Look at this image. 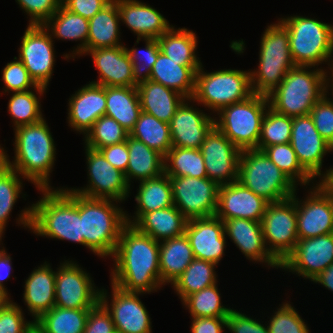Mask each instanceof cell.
I'll list each match as a JSON object with an SVG mask.
<instances>
[{
  "mask_svg": "<svg viewBox=\"0 0 333 333\" xmlns=\"http://www.w3.org/2000/svg\"><path fill=\"white\" fill-rule=\"evenodd\" d=\"M110 280L126 292L155 293L163 287L159 267V242L126 224L111 257Z\"/></svg>",
  "mask_w": 333,
  "mask_h": 333,
  "instance_id": "6da1fadb",
  "label": "cell"
},
{
  "mask_svg": "<svg viewBox=\"0 0 333 333\" xmlns=\"http://www.w3.org/2000/svg\"><path fill=\"white\" fill-rule=\"evenodd\" d=\"M38 190L42 197L20 211L17 226L22 225L36 237L67 240L84 246L79 194L65 186Z\"/></svg>",
  "mask_w": 333,
  "mask_h": 333,
  "instance_id": "7a4b0ae2",
  "label": "cell"
},
{
  "mask_svg": "<svg viewBox=\"0 0 333 333\" xmlns=\"http://www.w3.org/2000/svg\"><path fill=\"white\" fill-rule=\"evenodd\" d=\"M46 118L14 130V157L7 165L38 189H50L56 161V145ZM12 160V161H11ZM51 173V174H50Z\"/></svg>",
  "mask_w": 333,
  "mask_h": 333,
  "instance_id": "3957f363",
  "label": "cell"
},
{
  "mask_svg": "<svg viewBox=\"0 0 333 333\" xmlns=\"http://www.w3.org/2000/svg\"><path fill=\"white\" fill-rule=\"evenodd\" d=\"M119 203V204H118ZM112 199L89 198L79 194L84 246L100 258H111L126 223V211Z\"/></svg>",
  "mask_w": 333,
  "mask_h": 333,
  "instance_id": "277c9868",
  "label": "cell"
},
{
  "mask_svg": "<svg viewBox=\"0 0 333 333\" xmlns=\"http://www.w3.org/2000/svg\"><path fill=\"white\" fill-rule=\"evenodd\" d=\"M327 94V71L324 67L295 66L282 82L267 95L269 107L290 116H304Z\"/></svg>",
  "mask_w": 333,
  "mask_h": 333,
  "instance_id": "5b68a950",
  "label": "cell"
},
{
  "mask_svg": "<svg viewBox=\"0 0 333 333\" xmlns=\"http://www.w3.org/2000/svg\"><path fill=\"white\" fill-rule=\"evenodd\" d=\"M289 34L290 53L296 66L333 64V25L300 15L278 18Z\"/></svg>",
  "mask_w": 333,
  "mask_h": 333,
  "instance_id": "8992f818",
  "label": "cell"
},
{
  "mask_svg": "<svg viewBox=\"0 0 333 333\" xmlns=\"http://www.w3.org/2000/svg\"><path fill=\"white\" fill-rule=\"evenodd\" d=\"M259 48L258 69L250 70L251 86L254 94L267 96L296 66L290 53L288 31L279 20L266 27Z\"/></svg>",
  "mask_w": 333,
  "mask_h": 333,
  "instance_id": "52a82bcc",
  "label": "cell"
},
{
  "mask_svg": "<svg viewBox=\"0 0 333 333\" xmlns=\"http://www.w3.org/2000/svg\"><path fill=\"white\" fill-rule=\"evenodd\" d=\"M202 66L195 75V90L192 99L211 114L233 103L248 99L253 95L250 70L219 69L205 72ZM201 104V105H200Z\"/></svg>",
  "mask_w": 333,
  "mask_h": 333,
  "instance_id": "ba28073f",
  "label": "cell"
},
{
  "mask_svg": "<svg viewBox=\"0 0 333 333\" xmlns=\"http://www.w3.org/2000/svg\"><path fill=\"white\" fill-rule=\"evenodd\" d=\"M238 181L269 203L290 198L298 186L263 151L242 150Z\"/></svg>",
  "mask_w": 333,
  "mask_h": 333,
  "instance_id": "9c48e42d",
  "label": "cell"
},
{
  "mask_svg": "<svg viewBox=\"0 0 333 333\" xmlns=\"http://www.w3.org/2000/svg\"><path fill=\"white\" fill-rule=\"evenodd\" d=\"M269 107L268 97L253 94L222 108L214 117L215 127L241 151L258 149L261 122Z\"/></svg>",
  "mask_w": 333,
  "mask_h": 333,
  "instance_id": "30bf717a",
  "label": "cell"
},
{
  "mask_svg": "<svg viewBox=\"0 0 333 333\" xmlns=\"http://www.w3.org/2000/svg\"><path fill=\"white\" fill-rule=\"evenodd\" d=\"M261 225L269 253L281 264L299 240L295 194L290 198L268 203Z\"/></svg>",
  "mask_w": 333,
  "mask_h": 333,
  "instance_id": "8fae6325",
  "label": "cell"
},
{
  "mask_svg": "<svg viewBox=\"0 0 333 333\" xmlns=\"http://www.w3.org/2000/svg\"><path fill=\"white\" fill-rule=\"evenodd\" d=\"M56 270L55 306L91 309L100 301L101 289L76 261L64 259Z\"/></svg>",
  "mask_w": 333,
  "mask_h": 333,
  "instance_id": "7c38bea8",
  "label": "cell"
},
{
  "mask_svg": "<svg viewBox=\"0 0 333 333\" xmlns=\"http://www.w3.org/2000/svg\"><path fill=\"white\" fill-rule=\"evenodd\" d=\"M84 150L87 164V185L69 189L89 198L125 202L131 195V187L128 185L124 173L114 168L99 150L87 146L84 147Z\"/></svg>",
  "mask_w": 333,
  "mask_h": 333,
  "instance_id": "4fadbf2b",
  "label": "cell"
},
{
  "mask_svg": "<svg viewBox=\"0 0 333 333\" xmlns=\"http://www.w3.org/2000/svg\"><path fill=\"white\" fill-rule=\"evenodd\" d=\"M20 39L17 58L37 85L49 87L56 61L55 40L44 25H27Z\"/></svg>",
  "mask_w": 333,
  "mask_h": 333,
  "instance_id": "5bb4252c",
  "label": "cell"
},
{
  "mask_svg": "<svg viewBox=\"0 0 333 333\" xmlns=\"http://www.w3.org/2000/svg\"><path fill=\"white\" fill-rule=\"evenodd\" d=\"M174 206L188 219L214 216L219 185L207 178L169 177Z\"/></svg>",
  "mask_w": 333,
  "mask_h": 333,
  "instance_id": "9a60e30c",
  "label": "cell"
},
{
  "mask_svg": "<svg viewBox=\"0 0 333 333\" xmlns=\"http://www.w3.org/2000/svg\"><path fill=\"white\" fill-rule=\"evenodd\" d=\"M306 188L303 199L295 192L299 240L333 233V195L319 182Z\"/></svg>",
  "mask_w": 333,
  "mask_h": 333,
  "instance_id": "2e32d148",
  "label": "cell"
},
{
  "mask_svg": "<svg viewBox=\"0 0 333 333\" xmlns=\"http://www.w3.org/2000/svg\"><path fill=\"white\" fill-rule=\"evenodd\" d=\"M108 294L102 287L100 302L110 312L116 333H153L151 317L140 299L145 293L126 292L111 283Z\"/></svg>",
  "mask_w": 333,
  "mask_h": 333,
  "instance_id": "e0dca14e",
  "label": "cell"
},
{
  "mask_svg": "<svg viewBox=\"0 0 333 333\" xmlns=\"http://www.w3.org/2000/svg\"><path fill=\"white\" fill-rule=\"evenodd\" d=\"M333 263V233L298 240L280 269L312 281Z\"/></svg>",
  "mask_w": 333,
  "mask_h": 333,
  "instance_id": "ac0fdd59",
  "label": "cell"
},
{
  "mask_svg": "<svg viewBox=\"0 0 333 333\" xmlns=\"http://www.w3.org/2000/svg\"><path fill=\"white\" fill-rule=\"evenodd\" d=\"M290 144L301 166L316 181L321 179L325 175L324 156L332 152V146L316 130L310 114L292 117Z\"/></svg>",
  "mask_w": 333,
  "mask_h": 333,
  "instance_id": "d6986e66",
  "label": "cell"
},
{
  "mask_svg": "<svg viewBox=\"0 0 333 333\" xmlns=\"http://www.w3.org/2000/svg\"><path fill=\"white\" fill-rule=\"evenodd\" d=\"M207 177L219 186L238 180L241 150L214 127L200 147Z\"/></svg>",
  "mask_w": 333,
  "mask_h": 333,
  "instance_id": "ffe728a7",
  "label": "cell"
},
{
  "mask_svg": "<svg viewBox=\"0 0 333 333\" xmlns=\"http://www.w3.org/2000/svg\"><path fill=\"white\" fill-rule=\"evenodd\" d=\"M195 103L192 98L185 99L172 117L169 123L172 146L200 149L206 136L215 127V116L199 109Z\"/></svg>",
  "mask_w": 333,
  "mask_h": 333,
  "instance_id": "44dd1931",
  "label": "cell"
},
{
  "mask_svg": "<svg viewBox=\"0 0 333 333\" xmlns=\"http://www.w3.org/2000/svg\"><path fill=\"white\" fill-rule=\"evenodd\" d=\"M185 234L196 259L219 264L225 255L224 223L216 215L188 220Z\"/></svg>",
  "mask_w": 333,
  "mask_h": 333,
  "instance_id": "7402d4cb",
  "label": "cell"
},
{
  "mask_svg": "<svg viewBox=\"0 0 333 333\" xmlns=\"http://www.w3.org/2000/svg\"><path fill=\"white\" fill-rule=\"evenodd\" d=\"M226 237L250 262L279 269L280 263L269 253L261 222L243 218L222 220Z\"/></svg>",
  "mask_w": 333,
  "mask_h": 333,
  "instance_id": "603a6c76",
  "label": "cell"
},
{
  "mask_svg": "<svg viewBox=\"0 0 333 333\" xmlns=\"http://www.w3.org/2000/svg\"><path fill=\"white\" fill-rule=\"evenodd\" d=\"M268 203L237 180L219 186L215 215L221 220L243 218L261 222Z\"/></svg>",
  "mask_w": 333,
  "mask_h": 333,
  "instance_id": "cb8c5ba5",
  "label": "cell"
},
{
  "mask_svg": "<svg viewBox=\"0 0 333 333\" xmlns=\"http://www.w3.org/2000/svg\"><path fill=\"white\" fill-rule=\"evenodd\" d=\"M99 77L91 83L105 87H137L133 77V64L126 45L88 50Z\"/></svg>",
  "mask_w": 333,
  "mask_h": 333,
  "instance_id": "d4e9b609",
  "label": "cell"
},
{
  "mask_svg": "<svg viewBox=\"0 0 333 333\" xmlns=\"http://www.w3.org/2000/svg\"><path fill=\"white\" fill-rule=\"evenodd\" d=\"M67 124L79 134L86 135L106 110L105 86L89 81L78 88L68 100Z\"/></svg>",
  "mask_w": 333,
  "mask_h": 333,
  "instance_id": "484cf974",
  "label": "cell"
},
{
  "mask_svg": "<svg viewBox=\"0 0 333 333\" xmlns=\"http://www.w3.org/2000/svg\"><path fill=\"white\" fill-rule=\"evenodd\" d=\"M123 23L133 32L137 39H158L173 25L150 4L139 0H116Z\"/></svg>",
  "mask_w": 333,
  "mask_h": 333,
  "instance_id": "4316f807",
  "label": "cell"
},
{
  "mask_svg": "<svg viewBox=\"0 0 333 333\" xmlns=\"http://www.w3.org/2000/svg\"><path fill=\"white\" fill-rule=\"evenodd\" d=\"M49 262L34 268L24 284L23 301L35 322L55 306L56 271Z\"/></svg>",
  "mask_w": 333,
  "mask_h": 333,
  "instance_id": "83f0119b",
  "label": "cell"
},
{
  "mask_svg": "<svg viewBox=\"0 0 333 333\" xmlns=\"http://www.w3.org/2000/svg\"><path fill=\"white\" fill-rule=\"evenodd\" d=\"M54 40L79 41L68 54H63V59L75 60L87 52V38L89 35V20L71 12L62 4L52 17L44 24ZM77 56V57H76ZM71 58V59H70Z\"/></svg>",
  "mask_w": 333,
  "mask_h": 333,
  "instance_id": "f1b7e54d",
  "label": "cell"
},
{
  "mask_svg": "<svg viewBox=\"0 0 333 333\" xmlns=\"http://www.w3.org/2000/svg\"><path fill=\"white\" fill-rule=\"evenodd\" d=\"M139 188L135 194L136 211L130 216L126 211V223L134 225L145 213L174 205L172 185L168 175L138 182ZM128 213V214H127Z\"/></svg>",
  "mask_w": 333,
  "mask_h": 333,
  "instance_id": "f546056e",
  "label": "cell"
},
{
  "mask_svg": "<svg viewBox=\"0 0 333 333\" xmlns=\"http://www.w3.org/2000/svg\"><path fill=\"white\" fill-rule=\"evenodd\" d=\"M137 90L141 111L168 124L175 115L177 108L186 99L178 92L151 80L138 84Z\"/></svg>",
  "mask_w": 333,
  "mask_h": 333,
  "instance_id": "4dcf8cb0",
  "label": "cell"
},
{
  "mask_svg": "<svg viewBox=\"0 0 333 333\" xmlns=\"http://www.w3.org/2000/svg\"><path fill=\"white\" fill-rule=\"evenodd\" d=\"M194 259L193 250L185 233L159 242V267L162 285H171Z\"/></svg>",
  "mask_w": 333,
  "mask_h": 333,
  "instance_id": "1f68e13d",
  "label": "cell"
},
{
  "mask_svg": "<svg viewBox=\"0 0 333 333\" xmlns=\"http://www.w3.org/2000/svg\"><path fill=\"white\" fill-rule=\"evenodd\" d=\"M193 30L188 28H176L172 26L157 40L160 50L180 65L190 67L195 73L202 66L201 59L197 55L198 37Z\"/></svg>",
  "mask_w": 333,
  "mask_h": 333,
  "instance_id": "d6a6232c",
  "label": "cell"
},
{
  "mask_svg": "<svg viewBox=\"0 0 333 333\" xmlns=\"http://www.w3.org/2000/svg\"><path fill=\"white\" fill-rule=\"evenodd\" d=\"M188 219L173 205L145 213L133 226L155 241L183 235Z\"/></svg>",
  "mask_w": 333,
  "mask_h": 333,
  "instance_id": "836d02e7",
  "label": "cell"
},
{
  "mask_svg": "<svg viewBox=\"0 0 333 333\" xmlns=\"http://www.w3.org/2000/svg\"><path fill=\"white\" fill-rule=\"evenodd\" d=\"M126 141L129 160L124 175L129 186L133 179L140 182L160 177L164 173V157L159 152L131 136Z\"/></svg>",
  "mask_w": 333,
  "mask_h": 333,
  "instance_id": "e575fe53",
  "label": "cell"
},
{
  "mask_svg": "<svg viewBox=\"0 0 333 333\" xmlns=\"http://www.w3.org/2000/svg\"><path fill=\"white\" fill-rule=\"evenodd\" d=\"M120 24L116 0H111L89 19L87 51L97 48L124 46L121 42Z\"/></svg>",
  "mask_w": 333,
  "mask_h": 333,
  "instance_id": "d590c367",
  "label": "cell"
},
{
  "mask_svg": "<svg viewBox=\"0 0 333 333\" xmlns=\"http://www.w3.org/2000/svg\"><path fill=\"white\" fill-rule=\"evenodd\" d=\"M196 73L188 66L180 65L161 50L150 72L149 80L162 84L191 99L195 90Z\"/></svg>",
  "mask_w": 333,
  "mask_h": 333,
  "instance_id": "8d00e7d4",
  "label": "cell"
},
{
  "mask_svg": "<svg viewBox=\"0 0 333 333\" xmlns=\"http://www.w3.org/2000/svg\"><path fill=\"white\" fill-rule=\"evenodd\" d=\"M105 94V115L116 120L130 133L141 113L137 87H105Z\"/></svg>",
  "mask_w": 333,
  "mask_h": 333,
  "instance_id": "74e56055",
  "label": "cell"
},
{
  "mask_svg": "<svg viewBox=\"0 0 333 333\" xmlns=\"http://www.w3.org/2000/svg\"><path fill=\"white\" fill-rule=\"evenodd\" d=\"M90 310L54 306L34 322L35 333H83Z\"/></svg>",
  "mask_w": 333,
  "mask_h": 333,
  "instance_id": "f35d334b",
  "label": "cell"
},
{
  "mask_svg": "<svg viewBox=\"0 0 333 333\" xmlns=\"http://www.w3.org/2000/svg\"><path fill=\"white\" fill-rule=\"evenodd\" d=\"M47 89L37 85L31 90L8 93L11 96L8 101L7 111L12 118L13 129L37 123L45 118L41 109V96H44Z\"/></svg>",
  "mask_w": 333,
  "mask_h": 333,
  "instance_id": "ab89813d",
  "label": "cell"
},
{
  "mask_svg": "<svg viewBox=\"0 0 333 333\" xmlns=\"http://www.w3.org/2000/svg\"><path fill=\"white\" fill-rule=\"evenodd\" d=\"M217 264L194 259L186 270L171 284L181 302L190 294L216 284Z\"/></svg>",
  "mask_w": 333,
  "mask_h": 333,
  "instance_id": "60d3db41",
  "label": "cell"
},
{
  "mask_svg": "<svg viewBox=\"0 0 333 333\" xmlns=\"http://www.w3.org/2000/svg\"><path fill=\"white\" fill-rule=\"evenodd\" d=\"M129 136L145 143L163 157L172 147V138L168 123L158 120L153 115L141 111Z\"/></svg>",
  "mask_w": 333,
  "mask_h": 333,
  "instance_id": "b9f144b4",
  "label": "cell"
},
{
  "mask_svg": "<svg viewBox=\"0 0 333 333\" xmlns=\"http://www.w3.org/2000/svg\"><path fill=\"white\" fill-rule=\"evenodd\" d=\"M164 173L169 177L207 178L200 149L172 146L164 157Z\"/></svg>",
  "mask_w": 333,
  "mask_h": 333,
  "instance_id": "7bdbcfd3",
  "label": "cell"
},
{
  "mask_svg": "<svg viewBox=\"0 0 333 333\" xmlns=\"http://www.w3.org/2000/svg\"><path fill=\"white\" fill-rule=\"evenodd\" d=\"M262 151L297 186L305 189L318 182L301 166L290 143L267 146Z\"/></svg>",
  "mask_w": 333,
  "mask_h": 333,
  "instance_id": "ee69618b",
  "label": "cell"
},
{
  "mask_svg": "<svg viewBox=\"0 0 333 333\" xmlns=\"http://www.w3.org/2000/svg\"><path fill=\"white\" fill-rule=\"evenodd\" d=\"M219 290L216 283L190 294L181 303L190 317H227L233 307L224 306Z\"/></svg>",
  "mask_w": 333,
  "mask_h": 333,
  "instance_id": "f6af8a7d",
  "label": "cell"
},
{
  "mask_svg": "<svg viewBox=\"0 0 333 333\" xmlns=\"http://www.w3.org/2000/svg\"><path fill=\"white\" fill-rule=\"evenodd\" d=\"M129 132L116 120L106 115L100 117L83 138L84 146L99 150L100 148L119 144L127 140Z\"/></svg>",
  "mask_w": 333,
  "mask_h": 333,
  "instance_id": "bcb514c9",
  "label": "cell"
},
{
  "mask_svg": "<svg viewBox=\"0 0 333 333\" xmlns=\"http://www.w3.org/2000/svg\"><path fill=\"white\" fill-rule=\"evenodd\" d=\"M292 117L275 112L268 107L261 122L258 150L267 146L290 143Z\"/></svg>",
  "mask_w": 333,
  "mask_h": 333,
  "instance_id": "7dc6e473",
  "label": "cell"
},
{
  "mask_svg": "<svg viewBox=\"0 0 333 333\" xmlns=\"http://www.w3.org/2000/svg\"><path fill=\"white\" fill-rule=\"evenodd\" d=\"M8 166L0 172V229L5 232L13 207L23 194V180Z\"/></svg>",
  "mask_w": 333,
  "mask_h": 333,
  "instance_id": "c3c4849f",
  "label": "cell"
},
{
  "mask_svg": "<svg viewBox=\"0 0 333 333\" xmlns=\"http://www.w3.org/2000/svg\"><path fill=\"white\" fill-rule=\"evenodd\" d=\"M282 302L267 321L269 333H309L308 324L290 301ZM291 303V304H290Z\"/></svg>",
  "mask_w": 333,
  "mask_h": 333,
  "instance_id": "681fc988",
  "label": "cell"
},
{
  "mask_svg": "<svg viewBox=\"0 0 333 333\" xmlns=\"http://www.w3.org/2000/svg\"><path fill=\"white\" fill-rule=\"evenodd\" d=\"M145 42V48L141 51L135 47L139 44V41ZM126 50L130 56L133 64V77L134 82L138 85L142 82L148 81L150 78V72L153 64L156 62L158 53L160 51V45L157 39H137L134 46Z\"/></svg>",
  "mask_w": 333,
  "mask_h": 333,
  "instance_id": "f907efd6",
  "label": "cell"
},
{
  "mask_svg": "<svg viewBox=\"0 0 333 333\" xmlns=\"http://www.w3.org/2000/svg\"><path fill=\"white\" fill-rule=\"evenodd\" d=\"M1 73V79L4 83V92L2 91V93L4 94L31 90L37 86L29 76L24 64L17 57H14L13 61L8 62L1 70Z\"/></svg>",
  "mask_w": 333,
  "mask_h": 333,
  "instance_id": "816d5d0a",
  "label": "cell"
},
{
  "mask_svg": "<svg viewBox=\"0 0 333 333\" xmlns=\"http://www.w3.org/2000/svg\"><path fill=\"white\" fill-rule=\"evenodd\" d=\"M13 301L0 308V333H35L34 321L25 319L22 307Z\"/></svg>",
  "mask_w": 333,
  "mask_h": 333,
  "instance_id": "f5cc1de1",
  "label": "cell"
},
{
  "mask_svg": "<svg viewBox=\"0 0 333 333\" xmlns=\"http://www.w3.org/2000/svg\"><path fill=\"white\" fill-rule=\"evenodd\" d=\"M310 116L322 138L333 146V98L329 93L313 106Z\"/></svg>",
  "mask_w": 333,
  "mask_h": 333,
  "instance_id": "db71d44e",
  "label": "cell"
},
{
  "mask_svg": "<svg viewBox=\"0 0 333 333\" xmlns=\"http://www.w3.org/2000/svg\"><path fill=\"white\" fill-rule=\"evenodd\" d=\"M28 16V25H44L61 5V0H15Z\"/></svg>",
  "mask_w": 333,
  "mask_h": 333,
  "instance_id": "11a10c76",
  "label": "cell"
},
{
  "mask_svg": "<svg viewBox=\"0 0 333 333\" xmlns=\"http://www.w3.org/2000/svg\"><path fill=\"white\" fill-rule=\"evenodd\" d=\"M232 309L227 316V330L231 333H269L267 322L259 321L242 311Z\"/></svg>",
  "mask_w": 333,
  "mask_h": 333,
  "instance_id": "9f6ffc18",
  "label": "cell"
},
{
  "mask_svg": "<svg viewBox=\"0 0 333 333\" xmlns=\"http://www.w3.org/2000/svg\"><path fill=\"white\" fill-rule=\"evenodd\" d=\"M83 333H116L111 314L100 301L89 311Z\"/></svg>",
  "mask_w": 333,
  "mask_h": 333,
  "instance_id": "6f0895ef",
  "label": "cell"
},
{
  "mask_svg": "<svg viewBox=\"0 0 333 333\" xmlns=\"http://www.w3.org/2000/svg\"><path fill=\"white\" fill-rule=\"evenodd\" d=\"M111 0H61V4L73 13L91 19Z\"/></svg>",
  "mask_w": 333,
  "mask_h": 333,
  "instance_id": "680465c9",
  "label": "cell"
},
{
  "mask_svg": "<svg viewBox=\"0 0 333 333\" xmlns=\"http://www.w3.org/2000/svg\"><path fill=\"white\" fill-rule=\"evenodd\" d=\"M99 151L114 168L126 173L129 160L127 141L100 148Z\"/></svg>",
  "mask_w": 333,
  "mask_h": 333,
  "instance_id": "91938a15",
  "label": "cell"
},
{
  "mask_svg": "<svg viewBox=\"0 0 333 333\" xmlns=\"http://www.w3.org/2000/svg\"><path fill=\"white\" fill-rule=\"evenodd\" d=\"M191 333H224L227 317H191Z\"/></svg>",
  "mask_w": 333,
  "mask_h": 333,
  "instance_id": "94428289",
  "label": "cell"
},
{
  "mask_svg": "<svg viewBox=\"0 0 333 333\" xmlns=\"http://www.w3.org/2000/svg\"><path fill=\"white\" fill-rule=\"evenodd\" d=\"M12 258L11 256L7 253L6 248H3L0 251V286L5 289L7 292V288L5 286V282L11 277V272H13V267H12Z\"/></svg>",
  "mask_w": 333,
  "mask_h": 333,
  "instance_id": "6125c7cd",
  "label": "cell"
},
{
  "mask_svg": "<svg viewBox=\"0 0 333 333\" xmlns=\"http://www.w3.org/2000/svg\"><path fill=\"white\" fill-rule=\"evenodd\" d=\"M311 282L316 284H321L325 289L333 292V263L323 270L317 277H315Z\"/></svg>",
  "mask_w": 333,
  "mask_h": 333,
  "instance_id": "be15d7a7",
  "label": "cell"
},
{
  "mask_svg": "<svg viewBox=\"0 0 333 333\" xmlns=\"http://www.w3.org/2000/svg\"><path fill=\"white\" fill-rule=\"evenodd\" d=\"M329 169L325 168V175L318 181L319 183L333 195V166Z\"/></svg>",
  "mask_w": 333,
  "mask_h": 333,
  "instance_id": "e7e4bbea",
  "label": "cell"
},
{
  "mask_svg": "<svg viewBox=\"0 0 333 333\" xmlns=\"http://www.w3.org/2000/svg\"><path fill=\"white\" fill-rule=\"evenodd\" d=\"M327 93L333 98V64L327 70Z\"/></svg>",
  "mask_w": 333,
  "mask_h": 333,
  "instance_id": "03108f58",
  "label": "cell"
},
{
  "mask_svg": "<svg viewBox=\"0 0 333 333\" xmlns=\"http://www.w3.org/2000/svg\"><path fill=\"white\" fill-rule=\"evenodd\" d=\"M7 152L0 144V172L3 171L8 165H7Z\"/></svg>",
  "mask_w": 333,
  "mask_h": 333,
  "instance_id": "003e7915",
  "label": "cell"
},
{
  "mask_svg": "<svg viewBox=\"0 0 333 333\" xmlns=\"http://www.w3.org/2000/svg\"><path fill=\"white\" fill-rule=\"evenodd\" d=\"M10 299L9 292L0 286V308L7 305L11 301Z\"/></svg>",
  "mask_w": 333,
  "mask_h": 333,
  "instance_id": "a7ac6f4b",
  "label": "cell"
},
{
  "mask_svg": "<svg viewBox=\"0 0 333 333\" xmlns=\"http://www.w3.org/2000/svg\"><path fill=\"white\" fill-rule=\"evenodd\" d=\"M5 233L0 229V251L4 248V246H3V241H2V237H3V235H4Z\"/></svg>",
  "mask_w": 333,
  "mask_h": 333,
  "instance_id": "89a4df30",
  "label": "cell"
}]
</instances>
